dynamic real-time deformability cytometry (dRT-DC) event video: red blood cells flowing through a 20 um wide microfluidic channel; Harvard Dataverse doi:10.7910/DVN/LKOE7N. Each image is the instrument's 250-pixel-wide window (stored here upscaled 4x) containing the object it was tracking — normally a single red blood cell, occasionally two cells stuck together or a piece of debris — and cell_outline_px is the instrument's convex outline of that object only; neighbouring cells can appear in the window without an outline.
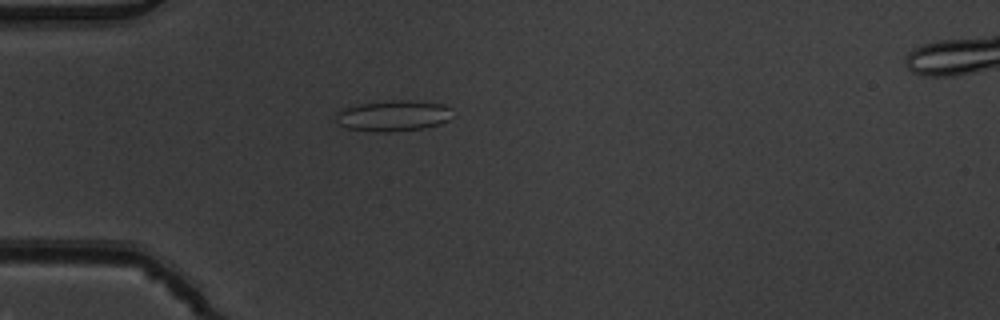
{"species": "common noctule bat (a hibernating species)", "species_latin": "Nyctalus noctula", "temperature_condition": "warm", "stored_images_in_passage": 6, "camera_frame_rate_fps": 3000, "um_per_image_px": 0.085, "animal": {"sex": "male", "body_mass_g": 19.5, "forearm_length_mm": 54.6}, "frame": {"image": 1, "passage_image": 6, "time_ms": 1.667, "image_size_px": [1000, 320], "cell_outline_px": [[452, 108], [448, 120], [440, 124], [424, 128], [388, 132], [376, 132], [344, 128], [336, 120], [336, 112], [344, 108], [360, 104], [392, 100], [408, 100], [444, 104]], "centroid_in_image_um": [33.42, 9.84], "position_along_channel_um": 51.6, "area_um2": 20.98}}